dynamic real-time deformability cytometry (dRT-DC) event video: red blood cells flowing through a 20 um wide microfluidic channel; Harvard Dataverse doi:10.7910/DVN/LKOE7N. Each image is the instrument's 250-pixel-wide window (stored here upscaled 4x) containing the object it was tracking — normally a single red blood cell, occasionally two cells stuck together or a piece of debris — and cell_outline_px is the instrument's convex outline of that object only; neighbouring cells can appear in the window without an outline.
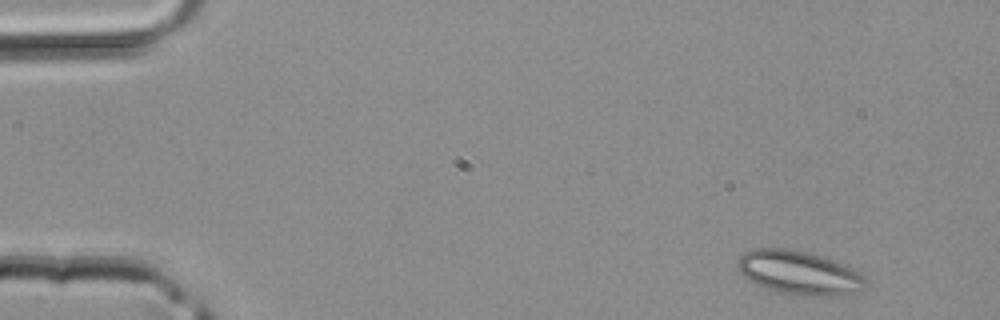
{"species": "common noctule bat (a hibernating species)", "species_latin": "Nyctalus noctula", "temperature_condition": "room temperature", "stored_images_in_passage": 43, "camera_frame_rate_fps": 3000, "um_per_image_px": 0.085, "animal": {"sex": "male", "body_mass_g": 20.4}, "frame": {"image": 1, "passage_image": 2, "time_ms": 0.333, "image_size_px": [1000, 320], "cell_outline_px": [[868, 284], [864, 292], [832, 296], [816, 296], [784, 292], [760, 284], [744, 276], [740, 272], [736, 264], [740, 256], [744, 252], [756, 248], [784, 248], [808, 252], [824, 256], [844, 264], [860, 272], [864, 276]], "centroid_in_image_um": [68.03, 23.16], "position_along_channel_um": 17.0, "area_um2": 32.48}}
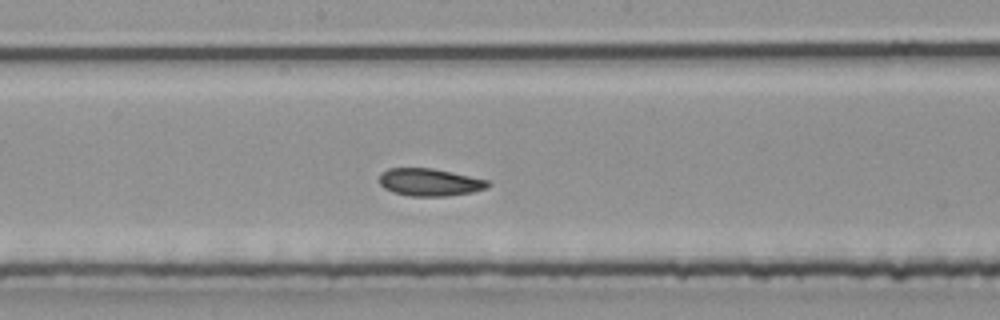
{"frame": {"image": 2, "passage_image": 22, "time_ms": 7.0, "image_size_px": [1000, 320], "cell_outline_px": [[492, 184], [488, 188], [472, 192], [448, 196], [408, 196], [392, 192], [384, 188], [380, 184], [380, 172], [388, 168], [432, 168], [452, 172], [488, 180]], "centroid_in_image_um": [36.53, 15.49], "position_along_channel_um": 211.7, "area_um2": 17.57}}
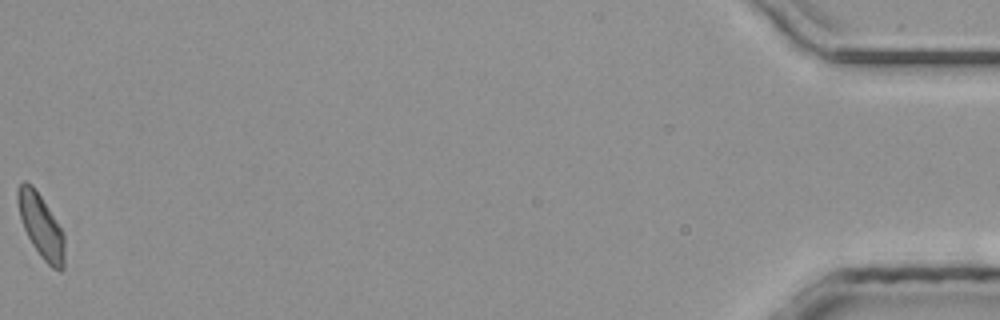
{"frame": {"image": 3, "passage_image": 43, "time_ms": 14.0, "image_size_px": [1000, 320], "cell_outline_px": [[64, 268], [60, 272], [52, 268], [40, 256], [32, 244], [24, 228], [20, 216], [16, 200], [16, 192], [20, 184], [24, 180], [32, 184], [48, 208], [60, 228], [64, 236]], "centroid_in_image_um": [3.47, 19.22], "position_along_channel_um": 431.7, "area_um2": 17.17}}